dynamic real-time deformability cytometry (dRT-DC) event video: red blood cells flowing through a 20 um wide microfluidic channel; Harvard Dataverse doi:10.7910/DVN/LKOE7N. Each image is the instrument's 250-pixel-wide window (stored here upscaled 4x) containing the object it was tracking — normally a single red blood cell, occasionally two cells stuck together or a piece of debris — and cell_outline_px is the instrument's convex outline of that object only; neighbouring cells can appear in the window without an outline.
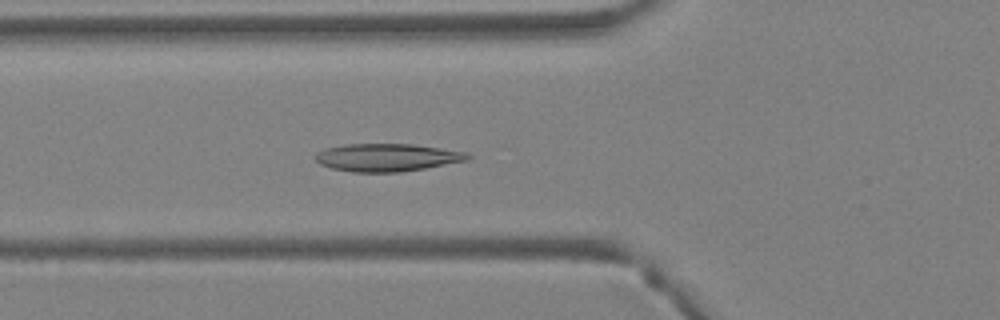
{"species": "Egyptian fruit bat (a non-hibernating species)", "species_latin": "Rousettus aegyptiacus", "temperature_condition": "warm", "stored_images_in_passage": 36, "camera_frame_rate_fps": 3000, "um_per_image_px": 0.085, "animal": {"sex": "female"}, "frame": {"image": 1, "passage_image": 10, "time_ms": 3.0, "image_size_px": [1000, 320], "cell_outline_px": [[472, 156], [468, 160], [424, 168], [400, 172], [352, 172], [332, 168], [320, 164], [316, 160], [316, 152], [324, 148], [348, 144], [412, 144], [468, 152]], "centroid_in_image_um": [32.9, 13.38], "position_along_channel_um": 92.9, "area_um2": 24.57}}
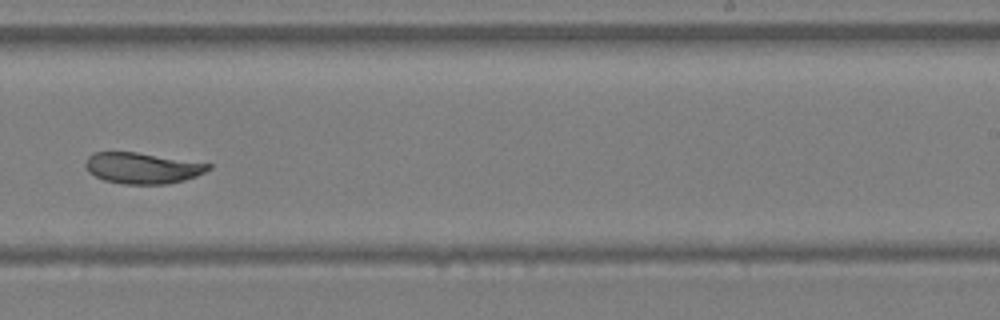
{"frame": {"image": 2, "passage_image": 21, "time_ms": 6.667, "image_size_px": [1000, 320], "cell_outline_px": [[212, 168], [196, 176], [184, 180], [164, 184], [124, 184], [104, 180], [88, 172], [84, 164], [88, 156], [92, 152], [136, 152], [212, 164]], "centroid_in_image_um": [12.08, 14.28], "position_along_channel_um": 276.9, "area_um2": 22.14}}
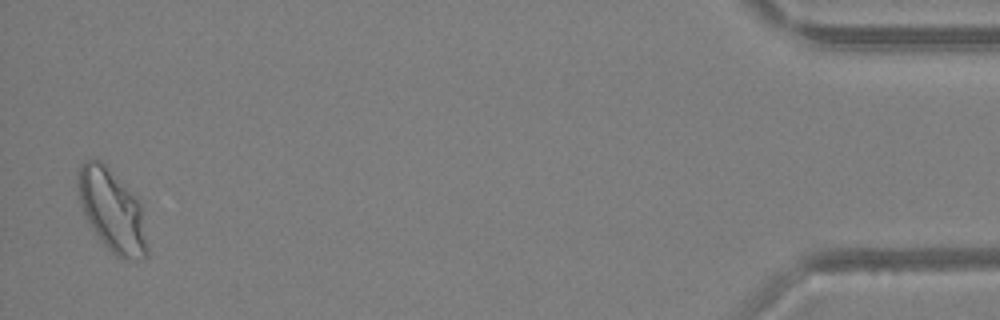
{"frame": {"image": 3, "passage_image": 35, "time_ms": 11.333, "image_size_px": [1000, 320], "cell_outline_px": [[148, 256], [144, 260], [124, 260], [116, 256], [104, 244], [92, 228], [80, 204], [76, 184], [76, 180], [80, 168], [88, 160], [100, 160], [136, 196], [140, 204], [148, 248]], "centroid_in_image_um": [9.54, 17.95], "position_along_channel_um": 425.7, "area_um2": 32.89}}